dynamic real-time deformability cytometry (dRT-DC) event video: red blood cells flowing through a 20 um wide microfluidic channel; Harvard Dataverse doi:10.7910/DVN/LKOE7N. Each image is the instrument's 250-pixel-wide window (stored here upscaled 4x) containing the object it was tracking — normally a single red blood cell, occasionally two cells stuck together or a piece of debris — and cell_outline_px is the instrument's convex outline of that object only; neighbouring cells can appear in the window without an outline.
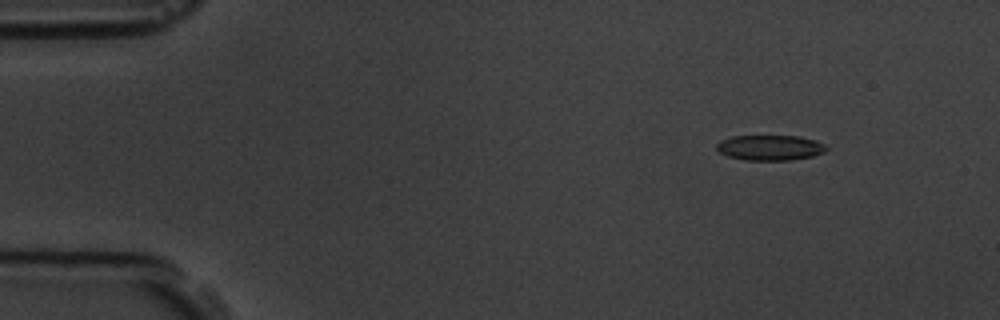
{"species": "common noctule bat (a hibernating species)", "species_latin": "Nyctalus noctula", "temperature_condition": "room temperature", "stored_images_in_passage": 5, "camera_frame_rate_fps": 3000, "um_per_image_px": 0.085, "animal": {"sex": "male", "body_mass_g": 19.5, "forearm_length_mm": 54.6}, "frame": {"image": 1, "passage_image": 3, "time_ms": 2.333, "image_size_px": [1000, 320], "cell_outline_px": [[828, 148], [824, 152], [812, 156], [788, 160], [744, 160], [728, 156], [720, 152], [716, 148], [716, 144], [720, 140], [732, 136], [800, 136], [816, 140], [824, 144]], "centroid_in_image_um": [65.45, 12.54], "position_along_channel_um": 19.6, "area_um2": 16.18}}